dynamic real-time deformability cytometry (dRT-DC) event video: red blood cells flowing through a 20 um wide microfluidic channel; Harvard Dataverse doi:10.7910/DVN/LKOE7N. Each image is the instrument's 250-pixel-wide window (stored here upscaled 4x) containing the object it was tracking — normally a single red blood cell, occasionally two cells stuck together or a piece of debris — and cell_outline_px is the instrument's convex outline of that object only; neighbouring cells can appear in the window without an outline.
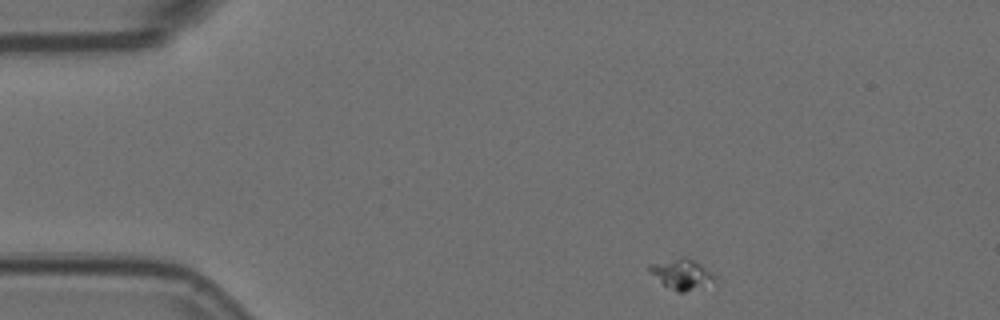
{"species": "Egyptian fruit bat (a non-hibernating species)", "species_latin": "Rousettus aegyptiacus", "temperature_condition": "room temperature", "stored_images_in_passage": 8, "camera_frame_rate_fps": 3000, "um_per_image_px": 0.085, "animal": {"sex": "female"}, "frame": {"image": 1, "passage_image": 1, "time_ms": 0.0, "image_size_px": [1000, 320], "cell_outline_px": [[716, 284], [684, 292], [676, 292], [664, 284], [648, 272], [648, 264], [680, 256], [684, 256], [700, 264], [712, 272], [716, 276]], "centroid_in_image_um": [57.97, 23.3], "position_along_channel_um": 27.0, "area_um2": 11.85}}
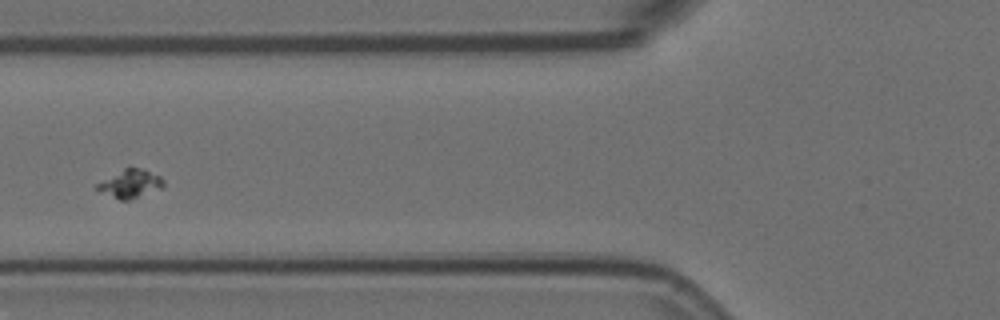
{"frame": {"image": 2, "passage_image": 4, "time_ms": 1.0, "image_size_px": [1000, 320], "cell_outline_px": [[164, 188], [132, 200], [120, 200], [96, 188], [96, 184], [124, 168], [144, 168], [160, 176], [164, 180]], "centroid_in_image_um": [11.16, 15.62], "position_along_channel_um": 114.6, "area_um2": 10.92}}
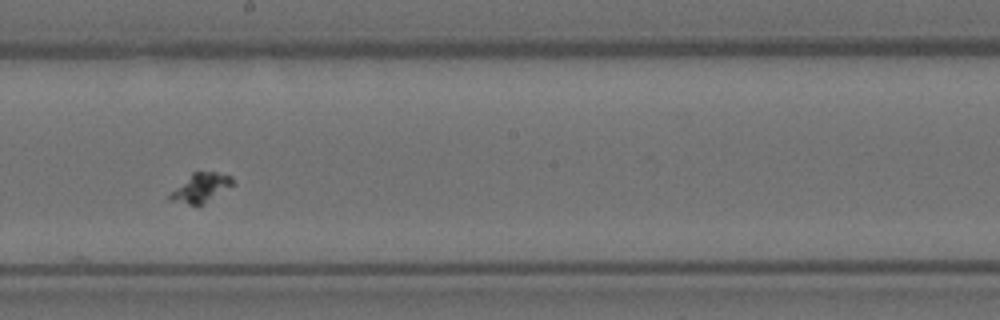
{"frame": {"image": 3, "passage_image": 7, "time_ms": 2.0, "image_size_px": [1000, 320], "cell_outline_px": [[236, 184], [204, 204], [188, 204], [168, 200], [168, 196], [192, 172], [216, 172], [232, 176]], "centroid_in_image_um": [17.13, 15.96], "position_along_channel_um": 231.1, "area_um2": 10.58}}